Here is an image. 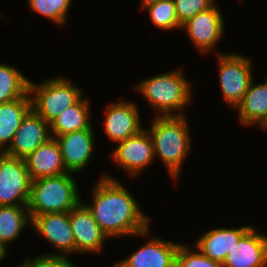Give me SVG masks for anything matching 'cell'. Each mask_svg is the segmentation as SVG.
Here are the masks:
<instances>
[{
  "label": "cell",
  "mask_w": 267,
  "mask_h": 267,
  "mask_svg": "<svg viewBox=\"0 0 267 267\" xmlns=\"http://www.w3.org/2000/svg\"><path fill=\"white\" fill-rule=\"evenodd\" d=\"M151 227L132 236L134 239L144 238L145 242L125 258L117 260L113 264L115 267H175L176 254L182 242L158 237L153 234Z\"/></svg>",
  "instance_id": "obj_9"
},
{
  "label": "cell",
  "mask_w": 267,
  "mask_h": 267,
  "mask_svg": "<svg viewBox=\"0 0 267 267\" xmlns=\"http://www.w3.org/2000/svg\"><path fill=\"white\" fill-rule=\"evenodd\" d=\"M58 76L29 81L32 109L49 124L84 95L82 86L74 84L66 75Z\"/></svg>",
  "instance_id": "obj_5"
},
{
  "label": "cell",
  "mask_w": 267,
  "mask_h": 267,
  "mask_svg": "<svg viewBox=\"0 0 267 267\" xmlns=\"http://www.w3.org/2000/svg\"><path fill=\"white\" fill-rule=\"evenodd\" d=\"M216 3L210 9L200 12L182 25L181 31L186 33L194 51L199 55H217L224 51L218 49V45L226 34L224 14ZM218 49V50H217ZM214 53V54H211Z\"/></svg>",
  "instance_id": "obj_8"
},
{
  "label": "cell",
  "mask_w": 267,
  "mask_h": 267,
  "mask_svg": "<svg viewBox=\"0 0 267 267\" xmlns=\"http://www.w3.org/2000/svg\"><path fill=\"white\" fill-rule=\"evenodd\" d=\"M150 22L153 27L164 31H181L182 26L179 23L174 0H164L145 7Z\"/></svg>",
  "instance_id": "obj_25"
},
{
  "label": "cell",
  "mask_w": 267,
  "mask_h": 267,
  "mask_svg": "<svg viewBox=\"0 0 267 267\" xmlns=\"http://www.w3.org/2000/svg\"><path fill=\"white\" fill-rule=\"evenodd\" d=\"M29 77L15 65L0 62V104L24 97L29 92Z\"/></svg>",
  "instance_id": "obj_23"
},
{
  "label": "cell",
  "mask_w": 267,
  "mask_h": 267,
  "mask_svg": "<svg viewBox=\"0 0 267 267\" xmlns=\"http://www.w3.org/2000/svg\"><path fill=\"white\" fill-rule=\"evenodd\" d=\"M31 227L28 206H0V242L11 248L25 229Z\"/></svg>",
  "instance_id": "obj_22"
},
{
  "label": "cell",
  "mask_w": 267,
  "mask_h": 267,
  "mask_svg": "<svg viewBox=\"0 0 267 267\" xmlns=\"http://www.w3.org/2000/svg\"><path fill=\"white\" fill-rule=\"evenodd\" d=\"M161 1H164V0H140V9L138 11H142L145 7L149 6V5H152V4H155V3H158V2H161Z\"/></svg>",
  "instance_id": "obj_30"
},
{
  "label": "cell",
  "mask_w": 267,
  "mask_h": 267,
  "mask_svg": "<svg viewBox=\"0 0 267 267\" xmlns=\"http://www.w3.org/2000/svg\"><path fill=\"white\" fill-rule=\"evenodd\" d=\"M187 117H151L146 121L150 126H145L153 141L156 163L157 160L162 162L174 184L180 181L182 168L194 147L192 126Z\"/></svg>",
  "instance_id": "obj_3"
},
{
  "label": "cell",
  "mask_w": 267,
  "mask_h": 267,
  "mask_svg": "<svg viewBox=\"0 0 267 267\" xmlns=\"http://www.w3.org/2000/svg\"><path fill=\"white\" fill-rule=\"evenodd\" d=\"M9 250L10 248H8L4 243L0 242V265L2 263H5L4 260L6 261V259L8 258L7 256H8Z\"/></svg>",
  "instance_id": "obj_29"
},
{
  "label": "cell",
  "mask_w": 267,
  "mask_h": 267,
  "mask_svg": "<svg viewBox=\"0 0 267 267\" xmlns=\"http://www.w3.org/2000/svg\"><path fill=\"white\" fill-rule=\"evenodd\" d=\"M24 161L31 180L68 173L59 145L53 137L24 158Z\"/></svg>",
  "instance_id": "obj_18"
},
{
  "label": "cell",
  "mask_w": 267,
  "mask_h": 267,
  "mask_svg": "<svg viewBox=\"0 0 267 267\" xmlns=\"http://www.w3.org/2000/svg\"><path fill=\"white\" fill-rule=\"evenodd\" d=\"M102 173L90 186L91 198L82 203L91 212L99 228L110 239L132 237L152 226V217L132 193L131 189L108 171ZM130 190V191H129ZM151 217V218H150Z\"/></svg>",
  "instance_id": "obj_1"
},
{
  "label": "cell",
  "mask_w": 267,
  "mask_h": 267,
  "mask_svg": "<svg viewBox=\"0 0 267 267\" xmlns=\"http://www.w3.org/2000/svg\"><path fill=\"white\" fill-rule=\"evenodd\" d=\"M175 267H223L222 263L211 260L193 244L182 242L176 254Z\"/></svg>",
  "instance_id": "obj_26"
},
{
  "label": "cell",
  "mask_w": 267,
  "mask_h": 267,
  "mask_svg": "<svg viewBox=\"0 0 267 267\" xmlns=\"http://www.w3.org/2000/svg\"><path fill=\"white\" fill-rule=\"evenodd\" d=\"M107 155L113 166L133 180L141 177V173L143 175V172H147L146 169L149 170V167L156 162L153 141L146 128L115 144Z\"/></svg>",
  "instance_id": "obj_7"
},
{
  "label": "cell",
  "mask_w": 267,
  "mask_h": 267,
  "mask_svg": "<svg viewBox=\"0 0 267 267\" xmlns=\"http://www.w3.org/2000/svg\"><path fill=\"white\" fill-rule=\"evenodd\" d=\"M31 230L45 240L54 250L43 255L67 256L75 255V238L69 220V212L46 213L35 216L31 220ZM43 237V238H42Z\"/></svg>",
  "instance_id": "obj_12"
},
{
  "label": "cell",
  "mask_w": 267,
  "mask_h": 267,
  "mask_svg": "<svg viewBox=\"0 0 267 267\" xmlns=\"http://www.w3.org/2000/svg\"><path fill=\"white\" fill-rule=\"evenodd\" d=\"M258 228L253 226L240 239L226 256L223 267H267V233Z\"/></svg>",
  "instance_id": "obj_17"
},
{
  "label": "cell",
  "mask_w": 267,
  "mask_h": 267,
  "mask_svg": "<svg viewBox=\"0 0 267 267\" xmlns=\"http://www.w3.org/2000/svg\"><path fill=\"white\" fill-rule=\"evenodd\" d=\"M51 137L50 124L31 109L24 117L5 152L11 156L24 159Z\"/></svg>",
  "instance_id": "obj_16"
},
{
  "label": "cell",
  "mask_w": 267,
  "mask_h": 267,
  "mask_svg": "<svg viewBox=\"0 0 267 267\" xmlns=\"http://www.w3.org/2000/svg\"><path fill=\"white\" fill-rule=\"evenodd\" d=\"M75 0H26L31 13L41 15L58 28H65L69 22V12Z\"/></svg>",
  "instance_id": "obj_24"
},
{
  "label": "cell",
  "mask_w": 267,
  "mask_h": 267,
  "mask_svg": "<svg viewBox=\"0 0 267 267\" xmlns=\"http://www.w3.org/2000/svg\"><path fill=\"white\" fill-rule=\"evenodd\" d=\"M173 69L151 74V77H144L133 84L137 95L154 110L152 117L187 116L186 109L193 104L196 92L193 81L187 78L184 66Z\"/></svg>",
  "instance_id": "obj_2"
},
{
  "label": "cell",
  "mask_w": 267,
  "mask_h": 267,
  "mask_svg": "<svg viewBox=\"0 0 267 267\" xmlns=\"http://www.w3.org/2000/svg\"><path fill=\"white\" fill-rule=\"evenodd\" d=\"M93 102L83 95L74 105L66 108L50 123L52 137L89 129L93 123Z\"/></svg>",
  "instance_id": "obj_20"
},
{
  "label": "cell",
  "mask_w": 267,
  "mask_h": 267,
  "mask_svg": "<svg viewBox=\"0 0 267 267\" xmlns=\"http://www.w3.org/2000/svg\"><path fill=\"white\" fill-rule=\"evenodd\" d=\"M127 99H115L106 104L103 109L102 129L107 139L113 144H117L128 137L138 134L145 127L138 103Z\"/></svg>",
  "instance_id": "obj_10"
},
{
  "label": "cell",
  "mask_w": 267,
  "mask_h": 267,
  "mask_svg": "<svg viewBox=\"0 0 267 267\" xmlns=\"http://www.w3.org/2000/svg\"><path fill=\"white\" fill-rule=\"evenodd\" d=\"M14 265L12 267H30L24 260H21L20 262H18L17 265L14 263Z\"/></svg>",
  "instance_id": "obj_32"
},
{
  "label": "cell",
  "mask_w": 267,
  "mask_h": 267,
  "mask_svg": "<svg viewBox=\"0 0 267 267\" xmlns=\"http://www.w3.org/2000/svg\"><path fill=\"white\" fill-rule=\"evenodd\" d=\"M263 82L252 79L241 103L236 107L238 124L244 127H257L267 115V74ZM257 83V84H256Z\"/></svg>",
  "instance_id": "obj_19"
},
{
  "label": "cell",
  "mask_w": 267,
  "mask_h": 267,
  "mask_svg": "<svg viewBox=\"0 0 267 267\" xmlns=\"http://www.w3.org/2000/svg\"><path fill=\"white\" fill-rule=\"evenodd\" d=\"M76 176L77 174L68 172L32 180L28 202L30 219L46 213L69 212L79 205L82 191Z\"/></svg>",
  "instance_id": "obj_4"
},
{
  "label": "cell",
  "mask_w": 267,
  "mask_h": 267,
  "mask_svg": "<svg viewBox=\"0 0 267 267\" xmlns=\"http://www.w3.org/2000/svg\"><path fill=\"white\" fill-rule=\"evenodd\" d=\"M174 2L176 14L182 26L198 13L213 7L217 3V0H174Z\"/></svg>",
  "instance_id": "obj_27"
},
{
  "label": "cell",
  "mask_w": 267,
  "mask_h": 267,
  "mask_svg": "<svg viewBox=\"0 0 267 267\" xmlns=\"http://www.w3.org/2000/svg\"><path fill=\"white\" fill-rule=\"evenodd\" d=\"M31 109L29 92L20 99L0 104V152L9 148L24 117Z\"/></svg>",
  "instance_id": "obj_21"
},
{
  "label": "cell",
  "mask_w": 267,
  "mask_h": 267,
  "mask_svg": "<svg viewBox=\"0 0 267 267\" xmlns=\"http://www.w3.org/2000/svg\"><path fill=\"white\" fill-rule=\"evenodd\" d=\"M31 181L24 159L0 152V206H28Z\"/></svg>",
  "instance_id": "obj_11"
},
{
  "label": "cell",
  "mask_w": 267,
  "mask_h": 267,
  "mask_svg": "<svg viewBox=\"0 0 267 267\" xmlns=\"http://www.w3.org/2000/svg\"><path fill=\"white\" fill-rule=\"evenodd\" d=\"M23 260L30 267H78L72 257L67 256H51L41 253L36 254L35 257L27 255Z\"/></svg>",
  "instance_id": "obj_28"
},
{
  "label": "cell",
  "mask_w": 267,
  "mask_h": 267,
  "mask_svg": "<svg viewBox=\"0 0 267 267\" xmlns=\"http://www.w3.org/2000/svg\"><path fill=\"white\" fill-rule=\"evenodd\" d=\"M69 220L75 238V255L104 254L106 241H110L99 228L91 212L81 202L69 211Z\"/></svg>",
  "instance_id": "obj_14"
},
{
  "label": "cell",
  "mask_w": 267,
  "mask_h": 267,
  "mask_svg": "<svg viewBox=\"0 0 267 267\" xmlns=\"http://www.w3.org/2000/svg\"><path fill=\"white\" fill-rule=\"evenodd\" d=\"M95 128L93 124L89 129L53 137L59 145L62 161L68 172L80 175L88 170V166L94 160V153L96 154V133L99 132Z\"/></svg>",
  "instance_id": "obj_13"
},
{
  "label": "cell",
  "mask_w": 267,
  "mask_h": 267,
  "mask_svg": "<svg viewBox=\"0 0 267 267\" xmlns=\"http://www.w3.org/2000/svg\"><path fill=\"white\" fill-rule=\"evenodd\" d=\"M256 128L262 129V131H266L267 133V115L266 118Z\"/></svg>",
  "instance_id": "obj_31"
},
{
  "label": "cell",
  "mask_w": 267,
  "mask_h": 267,
  "mask_svg": "<svg viewBox=\"0 0 267 267\" xmlns=\"http://www.w3.org/2000/svg\"><path fill=\"white\" fill-rule=\"evenodd\" d=\"M214 56L223 103L227 104V108L235 110L255 77L254 60L251 56L244 55V52L241 54L231 50Z\"/></svg>",
  "instance_id": "obj_6"
},
{
  "label": "cell",
  "mask_w": 267,
  "mask_h": 267,
  "mask_svg": "<svg viewBox=\"0 0 267 267\" xmlns=\"http://www.w3.org/2000/svg\"><path fill=\"white\" fill-rule=\"evenodd\" d=\"M228 227L227 225L207 229L198 238L193 239L192 244L211 260L223 263L226 256L238 245L240 239L254 225H240ZM239 227V228H238Z\"/></svg>",
  "instance_id": "obj_15"
}]
</instances>
